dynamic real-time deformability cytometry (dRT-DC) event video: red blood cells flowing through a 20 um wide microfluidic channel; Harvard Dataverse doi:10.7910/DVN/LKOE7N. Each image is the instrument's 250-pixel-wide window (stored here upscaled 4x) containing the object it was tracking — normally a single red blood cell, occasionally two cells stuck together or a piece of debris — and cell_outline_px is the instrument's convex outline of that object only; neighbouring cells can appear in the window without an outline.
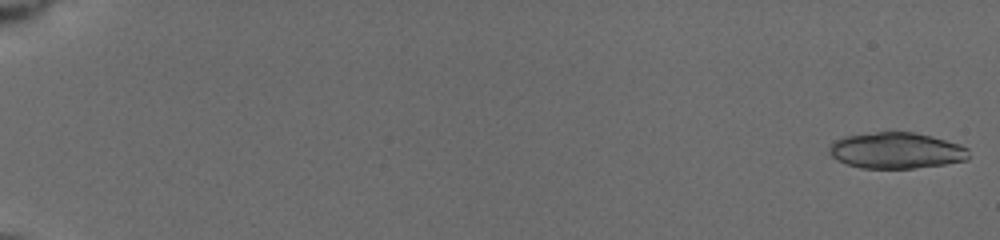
{"species": "common noctule bat (a hibernating species)", "species_latin": "Nyctalus noctula", "temperature_condition": "cold", "stored_images_in_passage": 12, "camera_frame_rate_fps": 3000, "um_per_image_px": 0.085, "animal": {"sex": "female", "body_mass_g": 19.5, "forearm_length_mm": 54.1}, "frame": {"image": 1, "passage_image": 1, "time_ms": 0.0, "image_size_px": [1000, 240], "cell_outline_px": [[968, 160], [944, 164], [912, 168], [860, 168], [836, 160], [828, 152], [828, 148], [836, 140], [844, 136], [876, 132], [912, 132], [932, 136], [960, 144], [968, 148]], "centroid_in_image_um": [76.18, 12.79], "position_along_channel_um": 8.8, "area_um2": 29.3}}